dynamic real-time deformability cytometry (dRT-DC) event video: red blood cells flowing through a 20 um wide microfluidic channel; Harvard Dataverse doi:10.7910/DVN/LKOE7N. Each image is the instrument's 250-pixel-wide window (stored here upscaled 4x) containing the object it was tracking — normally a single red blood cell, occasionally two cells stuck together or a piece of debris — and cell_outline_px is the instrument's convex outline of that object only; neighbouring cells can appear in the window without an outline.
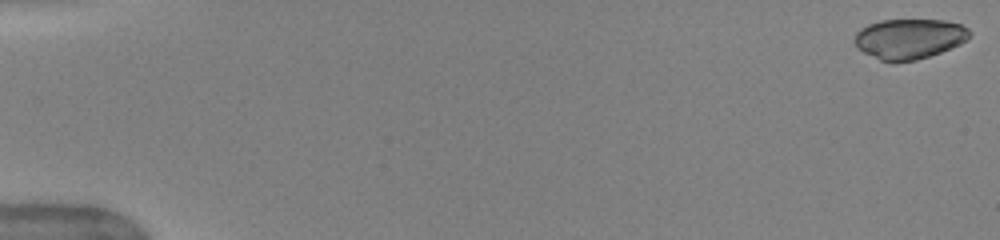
{"species": "human", "species_latin": "Homo sapiens", "temperature_condition": "warm", "stored_images_in_passage": 11, "camera_frame_rate_fps": 3000, "um_per_image_px": 0.085, "donor": {"sex": "female"}, "frame": {"image": 1, "passage_image": 1, "time_ms": 0.0, "image_size_px": [1000, 240], "cell_outline_px": [[972, 32], [960, 44], [940, 52], [916, 60], [880, 60], [856, 48], [856, 32], [860, 28], [868, 24], [880, 20], [944, 20], [960, 24], [968, 28]], "centroid_in_image_um": [77.28, 3.27], "position_along_channel_um": 7.7, "area_um2": 26.47}}